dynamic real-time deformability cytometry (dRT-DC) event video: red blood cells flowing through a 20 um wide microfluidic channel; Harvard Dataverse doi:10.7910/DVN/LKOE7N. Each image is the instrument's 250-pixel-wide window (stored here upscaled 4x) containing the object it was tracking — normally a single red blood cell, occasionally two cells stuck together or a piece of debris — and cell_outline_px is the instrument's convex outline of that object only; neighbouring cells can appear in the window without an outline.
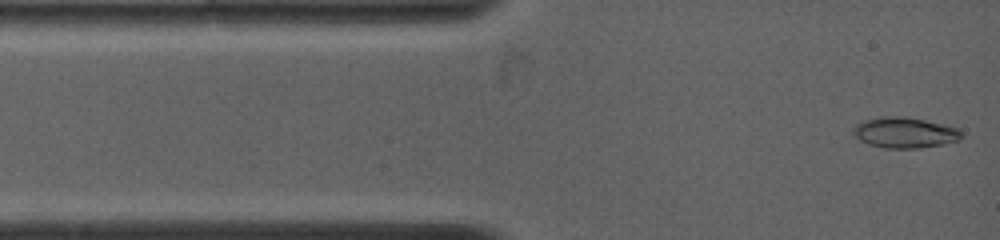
{"species": "common noctule bat (a hibernating species)", "species_latin": "Nyctalus noctula", "temperature_condition": "warm", "stored_images_in_passage": 73, "camera_frame_rate_fps": 4500, "um_per_image_px": 0.085, "animal": {"sex": "female", "body_mass_g": 19.0, "forearm_length_mm": 53.3}, "frame": {"image": 1, "passage_image": 1, "time_ms": 0.0, "image_size_px": [1000, 240], "cell_outline_px": [[960, 140], [944, 144], [916, 148], [888, 148], [872, 144], [860, 140], [852, 132], [852, 128], [856, 124], [864, 120], [888, 116], [904, 116], [924, 120], [956, 128], [960, 132]], "centroid_in_image_um": [76.87, 11.27], "position_along_channel_um": 8.1, "area_um2": 18.9}}
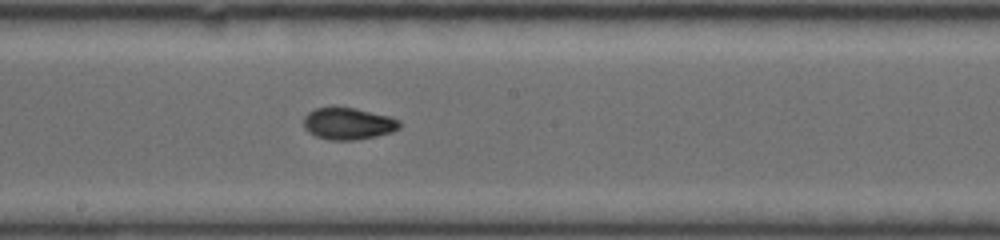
{"frame": {"image": 2, "passage_image": 32, "time_ms": 6.444, "image_size_px": [1000, 240], "cell_outline_px": [[400, 128], [392, 132], [376, 136], [356, 140], [328, 140], [316, 136], [304, 128], [304, 116], [308, 112], [316, 108], [332, 104], [356, 108], [388, 116], [400, 120]], "centroid_in_image_um": [29.57, 10.47], "position_along_channel_um": 218.6, "area_um2": 18.26}}
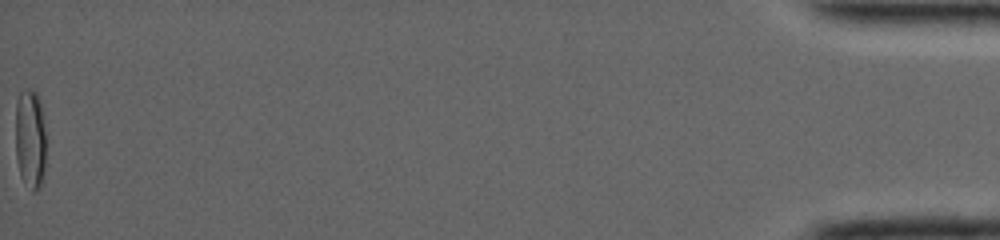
{"frame": {"image": 3, "passage_image": 73, "time_ms": 16.222, "image_size_px": [1000, 240], "cell_outline_px": [[44, 168], [40, 184], [32, 192], [20, 176], [16, 156], [16, 104], [20, 92], [24, 88], [32, 88], [36, 92], [40, 104], [44, 132]], "centroid_in_image_um": [2.53, 11.76], "position_along_channel_um": 432.7, "area_um2": 17.34}, "authors_computed_cell_mechanics": {"area_um2": 17.1088, "velocity_mm_per_s": 3.9349, "shape_relaxation_time_tau1_ms": 4.3549, "shape_relaxation_time_tau2_ms": 1.1588, "deformation_change_tau1": 0.1894, "deformation_change_tau2": 0.0335}}